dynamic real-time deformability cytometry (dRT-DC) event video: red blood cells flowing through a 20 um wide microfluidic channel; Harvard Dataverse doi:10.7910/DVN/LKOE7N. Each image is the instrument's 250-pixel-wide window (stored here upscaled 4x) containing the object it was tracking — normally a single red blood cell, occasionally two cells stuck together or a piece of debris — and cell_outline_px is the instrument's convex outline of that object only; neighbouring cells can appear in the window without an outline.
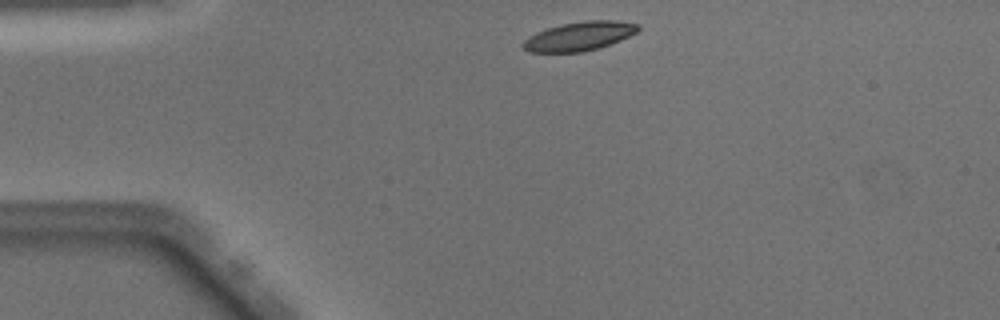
{"species": "Egyptian fruit bat (a non-hibernating species)", "species_latin": "Rousettus aegyptiacus", "temperature_condition": "warm", "stored_images_in_passage": 40, "camera_frame_rate_fps": 3000, "um_per_image_px": 0.085, "animal": {"sex": "male"}, "frame": {"image": 1, "passage_image": 1, "time_ms": 0.0, "image_size_px": [1000, 320], "cell_outline_px": [[640, 28], [636, 32], [620, 40], [596, 48], [580, 52], [528, 52], [524, 48], [524, 40], [528, 36], [536, 32], [560, 24], [588, 20], [612, 20], [640, 24]], "centroid_in_image_um": [49.23, 3.06], "position_along_channel_um": 35.8, "area_um2": 19.13}}
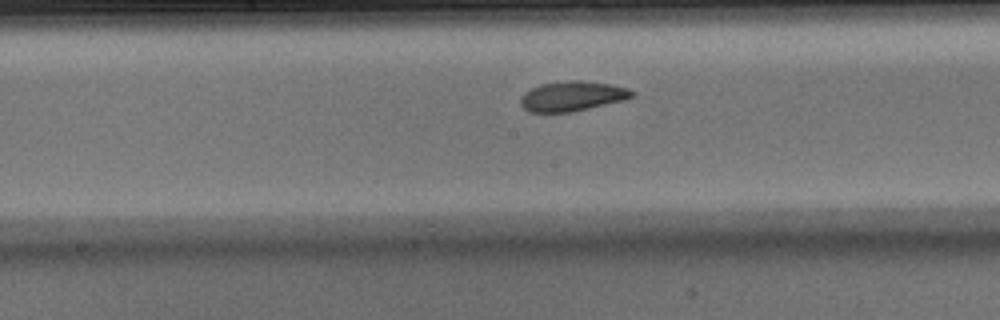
{"frame": {"image": 2, "passage_image": 16, "time_ms": 5.0, "image_size_px": [1000, 320], "cell_outline_px": [[636, 92], [632, 96], [624, 100], [572, 112], [528, 112], [520, 104], [520, 96], [524, 92], [540, 84], [568, 80], [580, 80], [612, 84], [628, 88]], "centroid_in_image_um": [48.63, 8.17], "position_along_channel_um": 199.6, "area_um2": 19.54}}
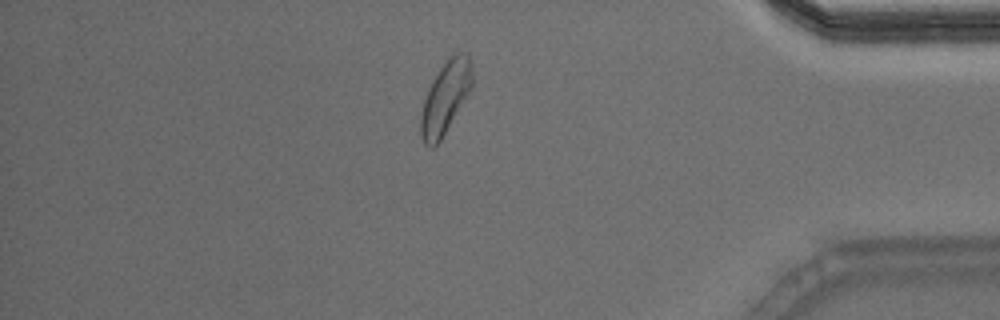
{"frame": {"image": 3, "passage_image": 33, "time_ms": 10.667, "image_size_px": [1000, 320], "cell_outline_px": [[472, 88], [440, 140], [432, 148], [428, 148], [424, 144], [420, 136], [420, 116], [424, 100], [428, 88], [440, 68], [448, 56], [456, 52], [468, 52], [472, 60]], "centroid_in_image_um": [37.87, 8.25], "position_along_channel_um": 397.3, "area_um2": 21.79}, "authors_computed_cell_mechanics": {"area_um2": 19.7387, "velocity_mm_per_s": 4.0429, "shape_relaxation_time_tau1_ms": 3.4276, "shape_relaxation_time_tau2_ms": 2.5495, "deformation_change_tau1": 0.1358, "deformation_change_tau2": 0.0944}}